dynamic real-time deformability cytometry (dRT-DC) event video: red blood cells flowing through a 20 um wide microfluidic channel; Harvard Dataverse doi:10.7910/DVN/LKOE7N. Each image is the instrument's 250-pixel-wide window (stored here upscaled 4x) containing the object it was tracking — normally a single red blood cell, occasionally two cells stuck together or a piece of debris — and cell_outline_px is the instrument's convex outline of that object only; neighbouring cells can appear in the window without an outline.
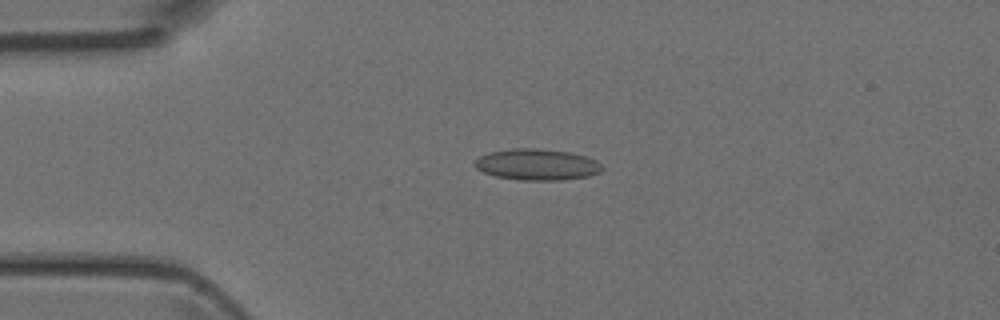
{"species": "Egyptian fruit bat (a non-hibernating species)", "species_latin": "Rousettus aegyptiacus", "temperature_condition": "room temperature", "stored_images_in_passage": 48, "camera_frame_rate_fps": 3000, "um_per_image_px": 0.085, "animal": {"sex": "female"}, "frame": {"image": 1, "passage_image": 11, "time_ms": 3.333, "image_size_px": [1000, 320], "cell_outline_px": [[604, 168], [600, 172], [588, 176], [560, 180], [520, 180], [496, 176], [484, 172], [476, 168], [476, 160], [480, 156], [488, 152], [512, 148], [540, 148], [572, 152], [596, 160]], "centroid_in_image_um": [45.66, 13.97], "position_along_channel_um": 39.3, "area_um2": 23.18}}
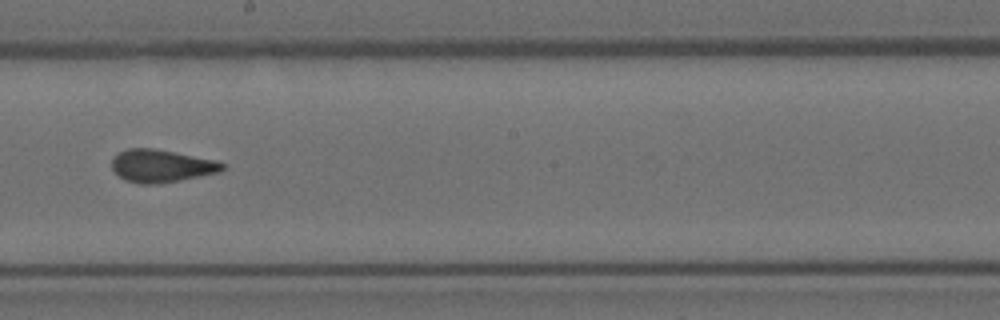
{"frame": {"image": 2, "passage_image": 27, "time_ms": 8.667, "image_size_px": [1000, 320], "cell_outline_px": [[228, 168], [220, 172], [160, 184], [140, 184], [124, 180], [112, 168], [112, 160], [120, 152], [128, 148], [152, 148], [216, 160], [228, 164]], "centroid_in_image_um": [13.78, 14.11], "position_along_channel_um": 234.4, "area_um2": 21.1}}
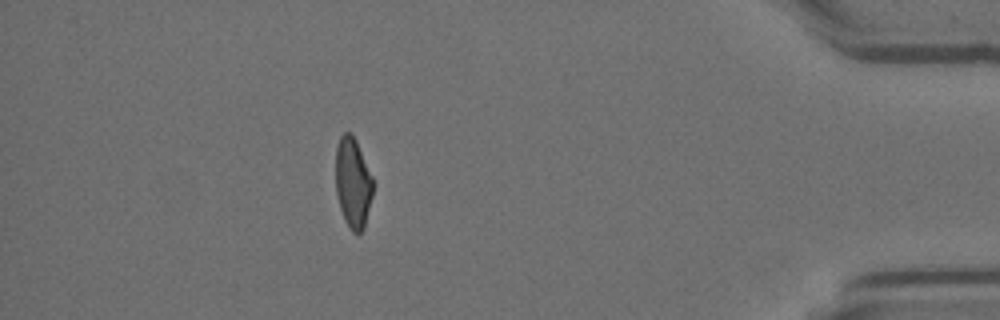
{"frame": {"image": 3, "passage_image": 43, "time_ms": 14.0, "image_size_px": [1000, 320], "cell_outline_px": [[372, 196], [364, 228], [360, 232], [352, 232], [344, 220], [340, 208], [336, 192], [336, 148], [340, 136], [344, 132], [352, 132], [356, 140], [372, 176]], "centroid_in_image_um": [29.98, 15.52], "position_along_channel_um": 405.2, "area_um2": 19.54}}